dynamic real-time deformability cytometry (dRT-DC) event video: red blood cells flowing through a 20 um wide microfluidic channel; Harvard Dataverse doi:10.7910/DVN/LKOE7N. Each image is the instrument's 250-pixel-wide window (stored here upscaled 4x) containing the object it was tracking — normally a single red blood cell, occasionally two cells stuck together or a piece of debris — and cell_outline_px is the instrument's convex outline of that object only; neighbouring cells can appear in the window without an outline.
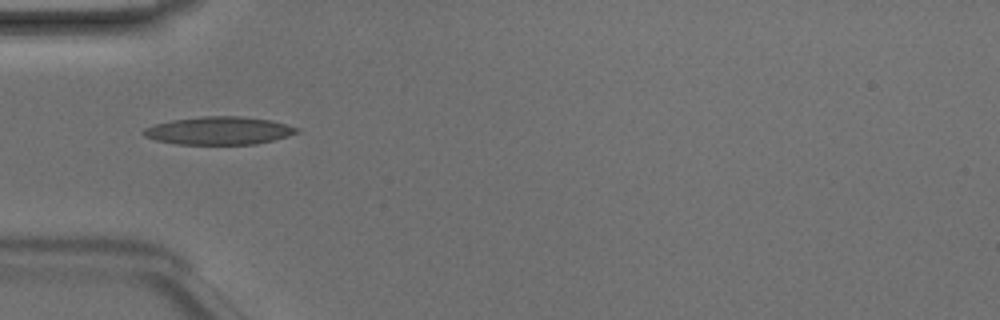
{"species": "Egyptian fruit bat (a non-hibernating species)", "species_latin": "Rousettus aegyptiacus", "temperature_condition": "room temperature", "stored_images_in_passage": 21, "camera_frame_rate_fps": 3000, "um_per_image_px": 0.085, "animal": {"sex": "male"}, "frame": {"image": 1, "passage_image": 2, "time_ms": 0.333, "image_size_px": [1000, 320], "cell_outline_px": [[300, 132], [288, 136], [256, 144], [176, 144], [156, 140], [144, 136], [140, 132], [144, 128], [152, 124], [172, 120], [204, 116], [240, 116], [268, 120], [300, 128]], "centroid_in_image_um": [18.57, 11.11], "position_along_channel_um": 66.4, "area_um2": 24.91}}
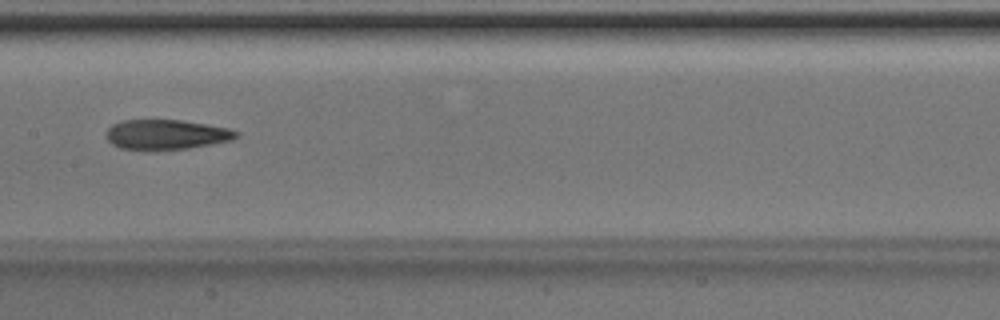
{"frame": {"image": 2, "passage_image": 11, "time_ms": 3.333, "image_size_px": [1000, 320], "cell_outline_px": [[240, 136], [232, 140], [212, 144], [188, 148], [120, 148], [112, 144], [104, 136], [104, 132], [112, 124], [120, 120], [180, 120], [228, 128], [240, 132]], "centroid_in_image_um": [14.13, 11.41], "position_along_channel_um": 193.3, "area_um2": 22.31}}
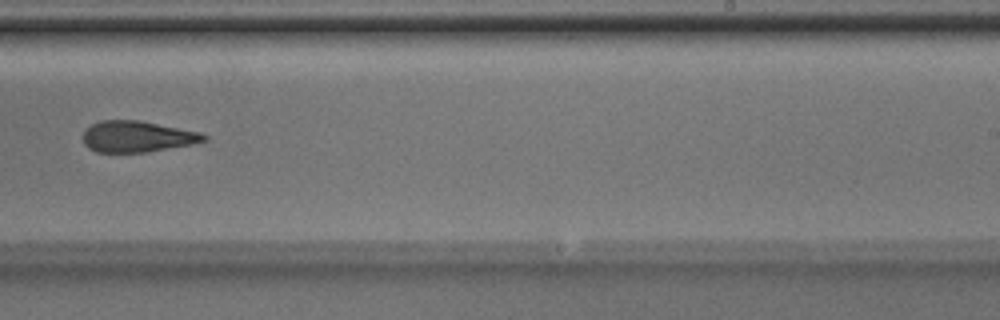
{"frame": {"image": 3, "passage_image": 17, "time_ms": 5.333, "image_size_px": [1000, 320], "cell_outline_px": [[208, 140], [196, 144], [144, 152], [96, 152], [88, 148], [84, 144], [84, 132], [92, 124], [100, 120], [140, 120], [200, 132], [208, 136]], "centroid_in_image_um": [11.7, 11.61], "position_along_channel_um": 277.3, "area_um2": 22.02}}